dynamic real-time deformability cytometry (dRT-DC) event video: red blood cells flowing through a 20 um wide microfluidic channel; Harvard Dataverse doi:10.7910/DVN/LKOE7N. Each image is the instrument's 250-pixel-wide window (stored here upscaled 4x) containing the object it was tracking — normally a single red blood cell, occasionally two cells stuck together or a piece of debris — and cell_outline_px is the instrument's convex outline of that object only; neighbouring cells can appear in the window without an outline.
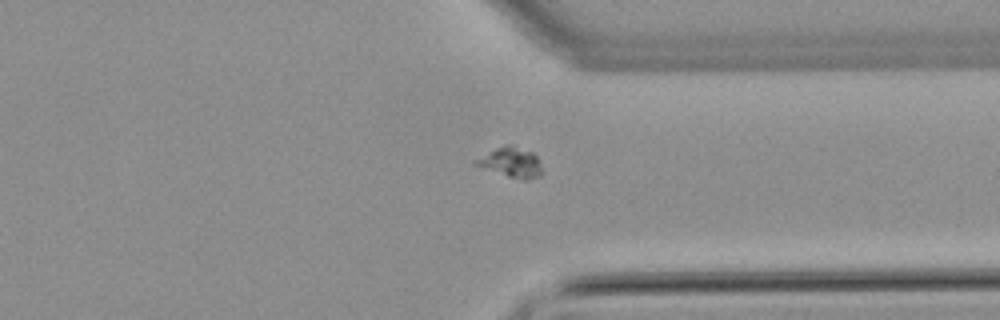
{"species": "common noctule bat (a hibernating species)", "species_latin": "Nyctalus noctula", "temperature_condition": "warm", "stored_images_in_passage": 57, "camera_frame_rate_fps": 3000, "um_per_image_px": 0.085, "animal": {"sex": "male", "body_mass_g": 21.5, "forearm_length_mm": 52.0}, "frame": {"image": 1, "passage_image": 44, "time_ms": 14.333, "image_size_px": [1000, 320], "cell_outline_px": [[540, 176], [528, 180], [524, 180], [508, 176], [472, 164], [472, 160], [504, 144], [512, 144], [532, 152], [536, 156], [540, 164]], "centroid_in_image_um": [43.4, 13.78], "position_along_channel_um": 368.0, "area_um2": 11.5}}
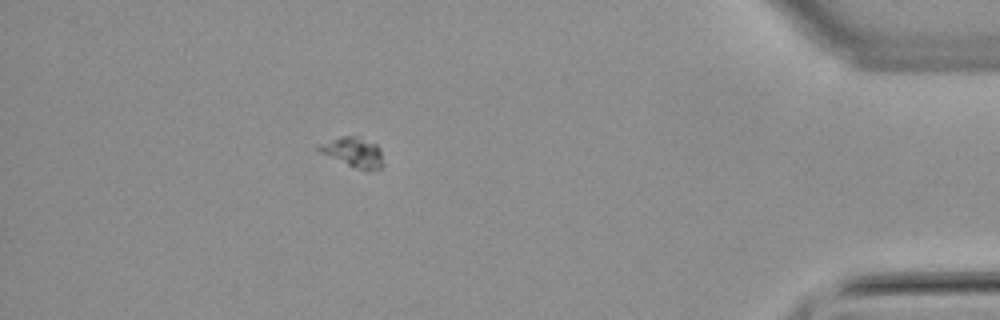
{"frame": {"image": 2, "passage_image": 51, "time_ms": 16.667, "image_size_px": [1000, 320], "cell_outline_px": [[384, 164], [380, 168], [368, 172], [348, 164], [320, 152], [316, 148], [316, 144], [344, 136], [352, 136], [376, 144], [380, 148]], "centroid_in_image_um": [30.06, 12.95], "position_along_channel_um": 405.1, "area_um2": 10.92}}